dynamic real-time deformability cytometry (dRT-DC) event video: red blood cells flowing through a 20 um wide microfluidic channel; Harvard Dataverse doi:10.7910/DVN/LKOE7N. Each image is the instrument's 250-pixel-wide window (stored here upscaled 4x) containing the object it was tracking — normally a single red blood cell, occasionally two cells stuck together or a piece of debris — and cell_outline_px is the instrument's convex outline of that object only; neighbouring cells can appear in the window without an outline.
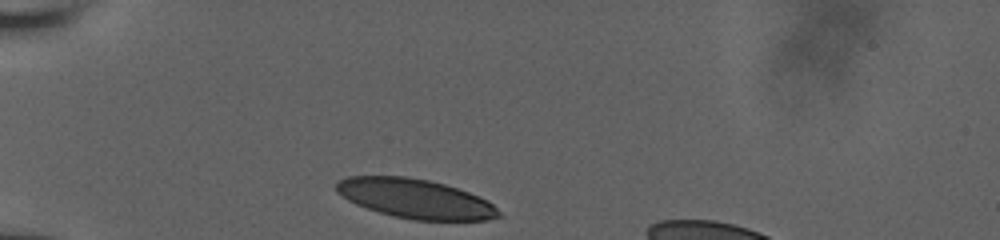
{"species": "human", "species_latin": "Homo sapiens", "temperature_condition": "room temperature", "stored_images_in_passage": 3, "camera_frame_rate_fps": 3000, "um_per_image_px": 0.085, "donor": {"sex": "male"}, "frame": {"image": 1, "passage_image": 1, "time_ms": 0.0, "image_size_px": [1000, 240], "cell_outline_px": [[504, 216], [488, 220], [412, 220], [392, 216], [356, 204], [348, 200], [336, 192], [336, 184], [340, 180], [348, 176], [408, 176], [428, 180], [444, 184], [468, 192], [488, 200]], "centroid_in_image_um": [35.31, 16.89], "position_along_channel_um": 49.7, "area_um2": 37.22}}
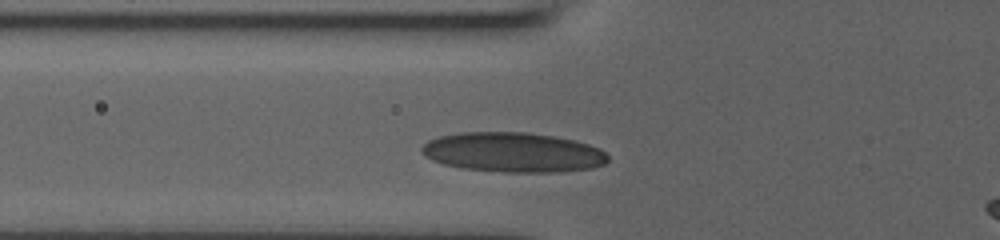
{"frame": {"image": 2, "passage_image": 3, "time_ms": 1.667, "image_size_px": [1000, 240], "cell_outline_px": [[608, 160], [604, 164], [592, 168], [560, 172], [500, 172], [460, 168], [444, 164], [432, 160], [420, 152], [420, 148], [428, 140], [440, 136], [460, 132], [528, 132], [576, 140], [600, 148], [608, 156]], "centroid_in_image_um": [43.6, 12.95], "position_along_channel_um": 82.2, "area_um2": 43.41}}